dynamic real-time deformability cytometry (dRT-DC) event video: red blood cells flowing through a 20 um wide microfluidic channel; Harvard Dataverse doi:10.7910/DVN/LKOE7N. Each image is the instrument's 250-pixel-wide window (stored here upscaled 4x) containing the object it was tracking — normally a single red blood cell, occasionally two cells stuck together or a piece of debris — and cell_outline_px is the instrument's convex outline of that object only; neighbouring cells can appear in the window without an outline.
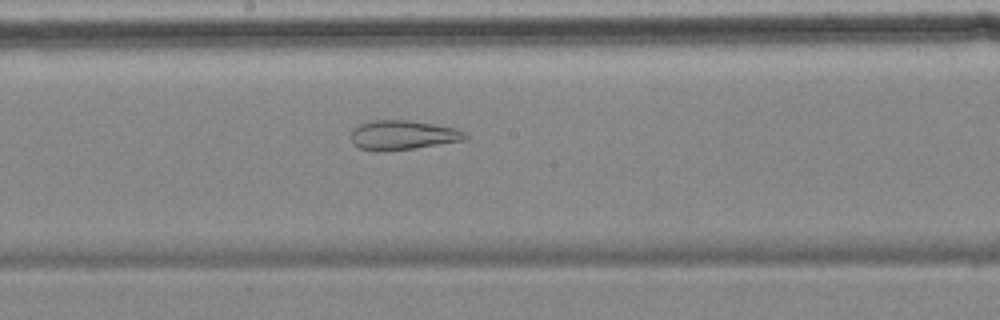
{"species": "common noctule bat (a hibernating species)", "species_latin": "Nyctalus noctula", "temperature_condition": "cold", "stored_images_in_passage": 57, "segment_of_instrument_passage": [2, 2], "camera_frame_rate_fps": 3000, "um_per_image_px": 0.085, "animal": {"sex": "female", "body_mass_g": 18.4}, "frame": {"image": 1, "passage_image": 30, "time_ms": 9.667, "image_size_px": [1000, 320], "cell_outline_px": [[468, 136], [464, 140], [416, 148], [384, 152], [376, 152], [360, 148], [352, 144], [348, 136], [352, 128], [360, 124], [372, 120], [412, 120], [456, 128], [464, 132]], "centroid_in_image_um": [34.15, 11.49], "position_along_channel_um": 214.0, "area_um2": 20.06}}
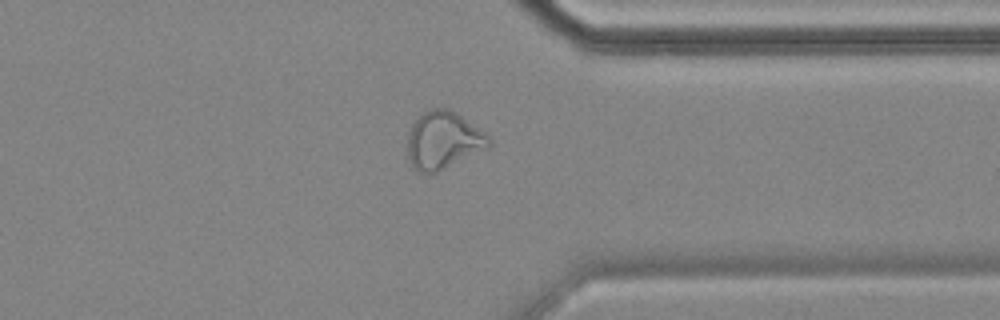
{"frame": {"image": 2, "passage_image": 44, "time_ms": 14.333, "image_size_px": [1000, 320], "cell_outline_px": [[492, 144], [488, 148], [436, 172], [424, 172], [412, 168], [408, 160], [408, 132], [412, 124], [424, 112], [432, 108], [448, 108], [456, 112], [484, 132], [492, 140]], "centroid_in_image_um": [37.68, 11.92], "position_along_channel_um": 373.7, "area_um2": 27.05}}
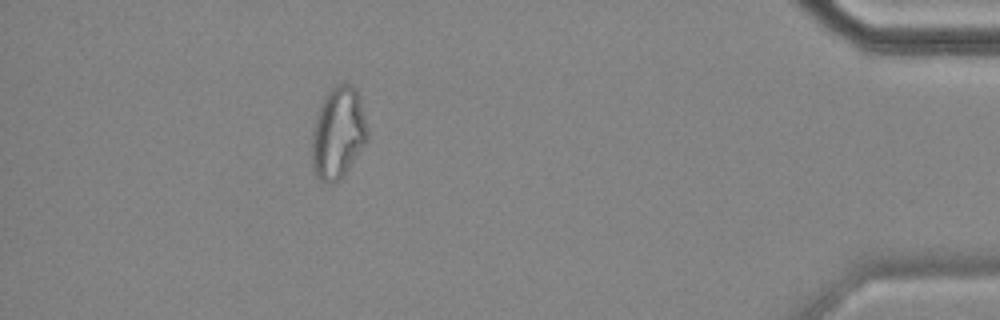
{"frame": {"image": 3, "passage_image": 51, "time_ms": 16.667, "image_size_px": [1000, 320], "cell_outline_px": [[368, 136], [364, 144], [340, 180], [320, 180], [316, 176], [312, 168], [312, 128], [320, 104], [324, 96], [336, 84], [344, 80], [352, 84], [356, 88], [360, 100], [368, 132]], "centroid_in_image_um": [28.72, 11.23], "position_along_channel_um": 406.5, "area_um2": 29.48}}